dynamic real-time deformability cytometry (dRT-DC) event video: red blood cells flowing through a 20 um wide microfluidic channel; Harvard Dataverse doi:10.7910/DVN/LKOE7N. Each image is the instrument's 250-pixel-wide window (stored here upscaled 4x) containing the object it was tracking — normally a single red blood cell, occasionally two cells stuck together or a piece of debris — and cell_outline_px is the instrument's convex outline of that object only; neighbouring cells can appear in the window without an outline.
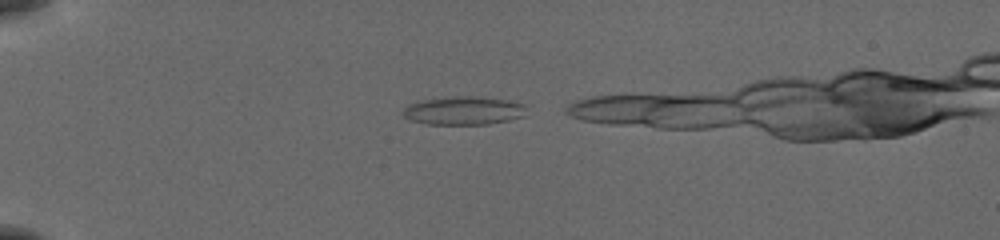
{"species": "common noctule bat (a hibernating species)", "species_latin": "Nyctalus noctula", "temperature_condition": "cold", "stored_images_in_passage": 13, "segment_of_instrument_passage": [1, 2], "camera_frame_rate_fps": 3000, "um_per_image_px": 0.085, "animal": {"sex": "female", "body_mass_g": 19.5, "forearm_length_mm": 54.1}, "frame": {"image": 1, "passage_image": 3, "time_ms": 0.667, "image_size_px": [1000, 240], "cell_outline_px": [[524, 116], [508, 120], [488, 124], [428, 124], [412, 120], [404, 116], [404, 108], [408, 104], [416, 100], [456, 96], [472, 96], [508, 100], [524, 104]], "centroid_in_image_um": [39.38, 9.39], "position_along_channel_um": 45.6, "area_um2": 20.29}}
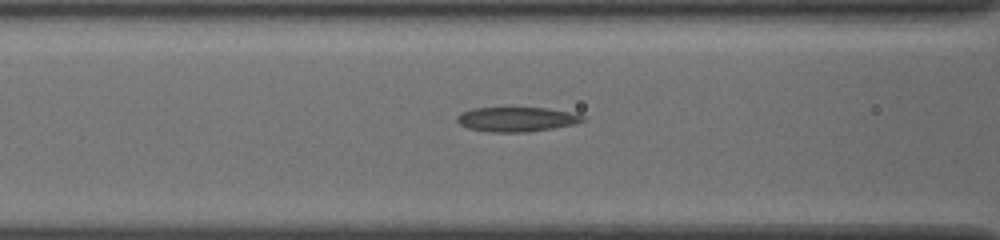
{"frame": {"image": 2, "passage_image": 11, "time_ms": 3.333, "image_size_px": [1000, 240], "cell_outline_px": [[588, 120], [576, 124], [528, 132], [488, 132], [468, 128], [460, 124], [456, 120], [456, 116], [460, 112], [472, 108], [548, 108], [576, 112], [584, 116]], "centroid_in_image_um": [43.96, 10.13], "position_along_channel_um": 122.6, "area_um2": 18.32}}